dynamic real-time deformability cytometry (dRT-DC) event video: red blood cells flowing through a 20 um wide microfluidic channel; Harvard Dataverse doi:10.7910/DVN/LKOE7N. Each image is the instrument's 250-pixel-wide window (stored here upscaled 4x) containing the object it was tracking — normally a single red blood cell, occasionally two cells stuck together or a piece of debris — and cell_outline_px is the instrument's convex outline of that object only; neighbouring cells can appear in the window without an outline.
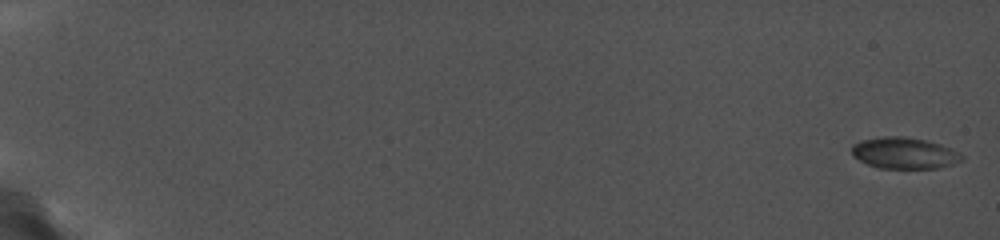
{"species": "common noctule bat (a hibernating species)", "species_latin": "Nyctalus noctula", "temperature_condition": "cold", "stored_images_in_passage": 42, "camera_frame_rate_fps": 5000, "um_per_image_px": 0.085, "animal": {"sex": "female", "body_mass_g": 19.0, "forearm_length_mm": 56.7}, "frame": {"image": 1, "passage_image": 1, "time_ms": 0.0, "image_size_px": [1000, 240], "cell_outline_px": [[964, 160], [940, 168], [876, 168], [852, 156], [852, 144], [860, 140], [884, 136], [904, 136], [924, 140], [940, 144], [952, 148], [960, 152], [964, 156]], "centroid_in_image_um": [76.88, 13.01], "position_along_channel_um": 8.1, "area_um2": 20.29}}
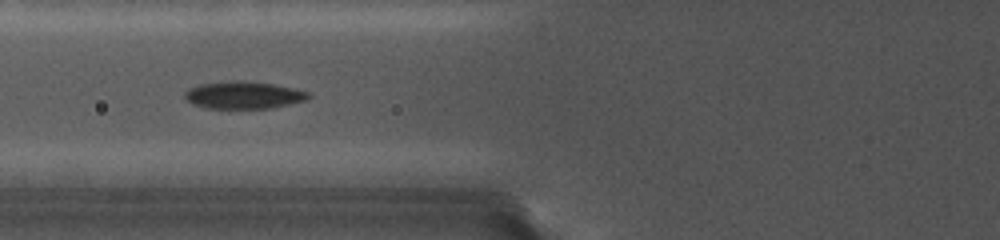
{"frame": {"image": 2, "passage_image": 22, "time_ms": 8.4, "image_size_px": [1000, 240], "cell_outline_px": [[312, 96], [304, 100], [272, 108], [208, 108], [192, 104], [184, 96], [184, 92], [192, 88], [204, 84], [272, 84], [308, 92]], "centroid_in_image_um": [20.73, 8.15], "position_along_channel_um": 105.1, "area_um2": 18.15}}
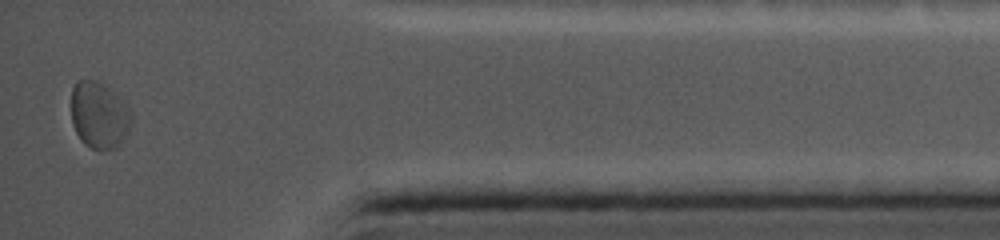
{"frame": {"image": 3, "passage_image": 42, "time_ms": 17.4, "image_size_px": [1000, 240], "cell_outline_px": [[132, 120], [128, 132], [116, 148], [100, 152], [84, 144], [80, 140], [72, 124], [72, 88], [80, 80], [96, 80], [112, 88], [128, 104], [132, 112]], "centroid_in_image_um": [8.47, 9.8], "position_along_channel_um": 426.7, "area_um2": 23.93}, "authors_computed_cell_mechanics": {"area_um2": 18.6983, "velocity_mm_per_s": 3.736, "shape_relaxation_time_tau1_ms": null, "shape_relaxation_time_tau2_ms": 1.5269, "deformation_change_tau1": null, "deformation_change_tau2": 0.0543}}